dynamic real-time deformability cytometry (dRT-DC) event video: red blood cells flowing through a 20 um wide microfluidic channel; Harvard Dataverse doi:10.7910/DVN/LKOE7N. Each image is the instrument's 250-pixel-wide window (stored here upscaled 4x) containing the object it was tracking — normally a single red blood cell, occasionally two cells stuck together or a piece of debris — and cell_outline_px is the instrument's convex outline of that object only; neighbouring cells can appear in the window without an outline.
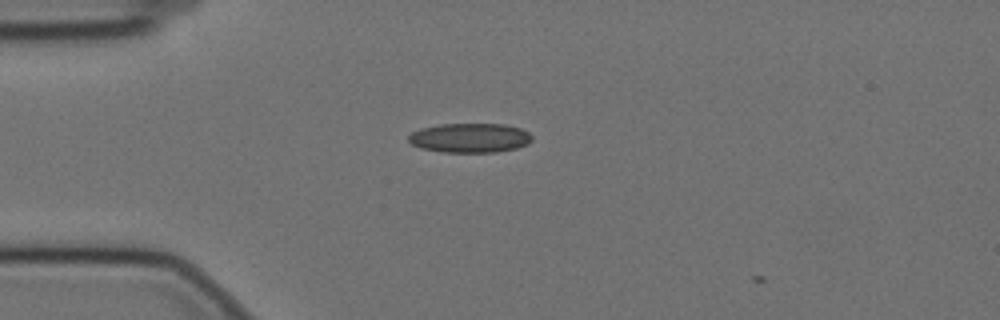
{"species": "Egyptian fruit bat (a non-hibernating species)", "species_latin": "Rousettus aegyptiacus", "temperature_condition": "cold", "stored_images_in_passage": 2, "camera_frame_rate_fps": 3000, "um_per_image_px": 0.085, "animal": {"sex": "female"}, "frame": {"image": 1, "passage_image": 1, "time_ms": 0.0, "image_size_px": [1000, 320], "cell_outline_px": [[532, 140], [528, 144], [516, 148], [496, 152], [444, 152], [420, 148], [412, 144], [408, 140], [408, 136], [412, 132], [420, 128], [440, 124], [504, 124], [520, 128], [528, 132], [532, 136]], "centroid_in_image_um": [39.94, 11.72], "position_along_channel_um": 45.1, "area_um2": 21.21}}